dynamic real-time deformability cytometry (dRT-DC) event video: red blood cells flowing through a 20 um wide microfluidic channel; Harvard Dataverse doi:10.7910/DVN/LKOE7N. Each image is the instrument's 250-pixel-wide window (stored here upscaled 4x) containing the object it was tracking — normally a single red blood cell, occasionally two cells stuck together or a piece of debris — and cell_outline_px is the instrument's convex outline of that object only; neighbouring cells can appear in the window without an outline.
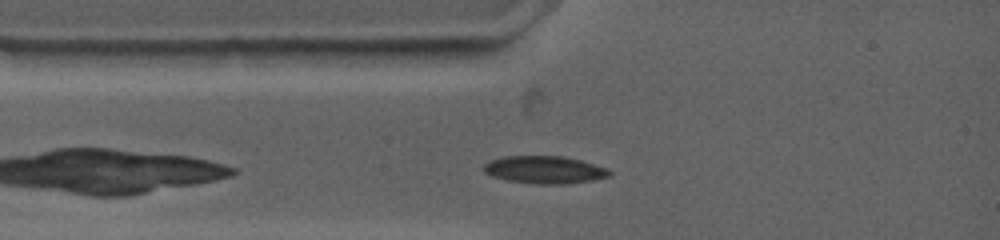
{"species": "common noctule bat (a hibernating species)", "species_latin": "Nyctalus noctula", "temperature_condition": "warm", "stored_images_in_passage": 46, "camera_frame_rate_fps": 4500, "um_per_image_px": 0.085, "animal": {"sex": "female", "body_mass_g": 19.0, "forearm_length_mm": 53.3}, "frame": {"image": 1, "passage_image": 7, "time_ms": 1.556, "image_size_px": [1000, 240], "cell_outline_px": [[612, 176], [592, 180], [564, 184], [536, 184], [508, 180], [492, 176], [484, 172], [484, 164], [492, 160], [504, 156], [560, 156], [580, 160], [608, 168], [612, 172]], "centroid_in_image_um": [46.32, 14.43], "position_along_channel_um": 38.7, "area_um2": 20.11}}
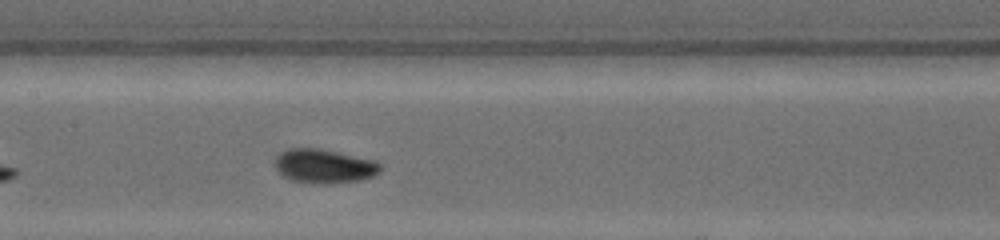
{"frame": {"image": 2, "passage_image": 22, "time_ms": 5.333, "image_size_px": [1000, 240], "cell_outline_px": [[380, 172], [372, 176], [360, 180], [332, 184], [308, 184], [292, 180], [284, 176], [276, 168], [276, 160], [284, 152], [292, 148], [312, 148], [332, 152], [368, 160], [380, 164]], "centroid_in_image_um": [27.53, 14.18], "position_along_channel_um": 179.9, "area_um2": 20.11}}
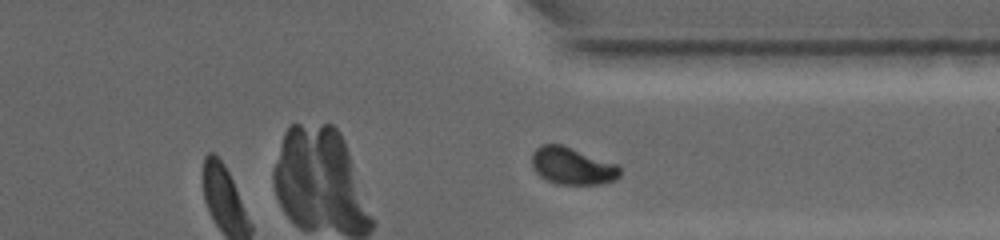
{"frame": {"image": 3, "passage_image": 42, "time_ms": 10.222, "image_size_px": [1000, 240], "cell_outline_px": [[620, 176], [616, 180], [600, 184], [556, 184], [540, 176], [536, 172], [532, 164], [532, 152], [536, 148], [544, 144], [560, 144], [616, 164], [620, 168]], "centroid_in_image_um": [48.63, 14.12], "position_along_channel_um": 362.8, "area_um2": 18.84}, "authors_computed_cell_mechanics": {"area_um2": 19.8254, "velocity_mm_per_s": 3.7391, "shape_relaxation_time_tau1_ms": 3.4352, "shape_relaxation_time_tau2_ms": null, "deformation_change_tau1": 0.1451, "deformation_change_tau2": null}}